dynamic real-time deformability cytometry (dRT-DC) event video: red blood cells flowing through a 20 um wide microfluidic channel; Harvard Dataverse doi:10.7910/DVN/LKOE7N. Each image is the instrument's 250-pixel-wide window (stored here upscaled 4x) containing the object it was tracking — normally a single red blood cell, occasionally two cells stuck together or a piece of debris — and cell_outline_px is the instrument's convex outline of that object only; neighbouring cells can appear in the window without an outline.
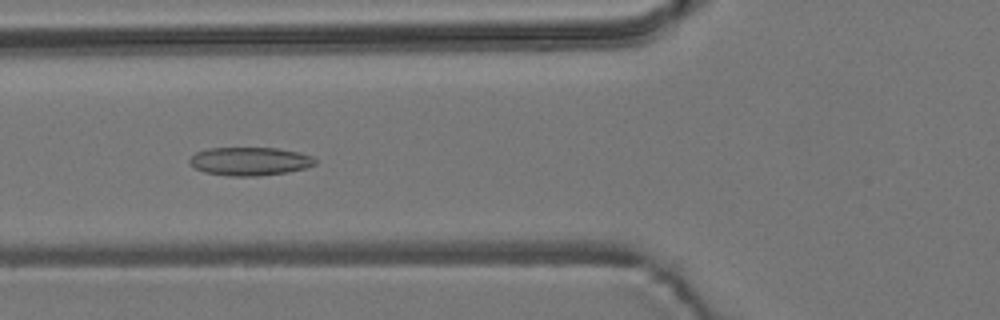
{"species": "common noctule bat (a hibernating species)", "species_latin": "Nyctalus noctula", "temperature_condition": "room temperature", "stored_images_in_passage": 34, "camera_frame_rate_fps": 3000, "um_per_image_px": 0.085, "animal": {"sex": "male", "body_mass_g": 19.2, "forearm_length_mm": 51.8}, "frame": {"image": 1, "passage_image": 11, "time_ms": 3.333, "image_size_px": [1000, 320], "cell_outline_px": [[316, 164], [304, 168], [288, 172], [260, 176], [228, 176], [204, 172], [188, 164], [188, 160], [196, 152], [208, 148], [276, 148], [300, 152], [312, 156], [316, 160]], "centroid_in_image_um": [21.22, 13.71], "position_along_channel_um": 104.6, "area_um2": 20.87}}
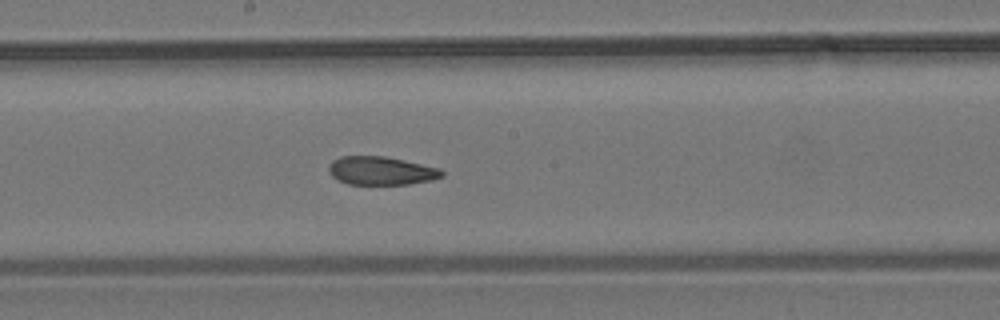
{"frame": {"image": 2, "passage_image": 20, "time_ms": 6.333, "image_size_px": [1000, 320], "cell_outline_px": [[444, 176], [432, 180], [408, 184], [348, 184], [336, 180], [328, 172], [328, 164], [332, 160], [340, 156], [384, 156], [404, 160], [440, 168], [444, 172]], "centroid_in_image_um": [32.37, 14.51], "position_along_channel_um": 215.8, "area_um2": 18.9}}
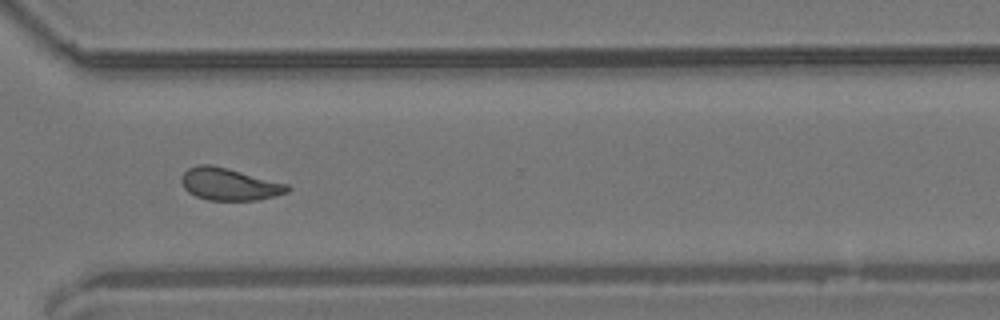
{"frame": {"image": 3, "passage_image": 31, "time_ms": 10.0, "image_size_px": [1000, 320], "cell_outline_px": [[292, 188], [288, 192], [276, 196], [256, 200], [208, 200], [196, 196], [188, 192], [184, 188], [180, 180], [184, 172], [188, 168], [200, 164], [212, 164], [228, 168], [288, 184]], "centroid_in_image_um": [19.49, 15.65], "position_along_channel_um": 351.1, "area_um2": 20.0}, "authors_computed_cell_mechanics": {"area_um2": 19.7098, "velocity_mm_per_s": 3.6916, "shape_relaxation_time_tau1_ms": null, "shape_relaxation_time_tau2_ms": 2.5394, "deformation_change_tau1": null, "deformation_change_tau2": 0.0853}}